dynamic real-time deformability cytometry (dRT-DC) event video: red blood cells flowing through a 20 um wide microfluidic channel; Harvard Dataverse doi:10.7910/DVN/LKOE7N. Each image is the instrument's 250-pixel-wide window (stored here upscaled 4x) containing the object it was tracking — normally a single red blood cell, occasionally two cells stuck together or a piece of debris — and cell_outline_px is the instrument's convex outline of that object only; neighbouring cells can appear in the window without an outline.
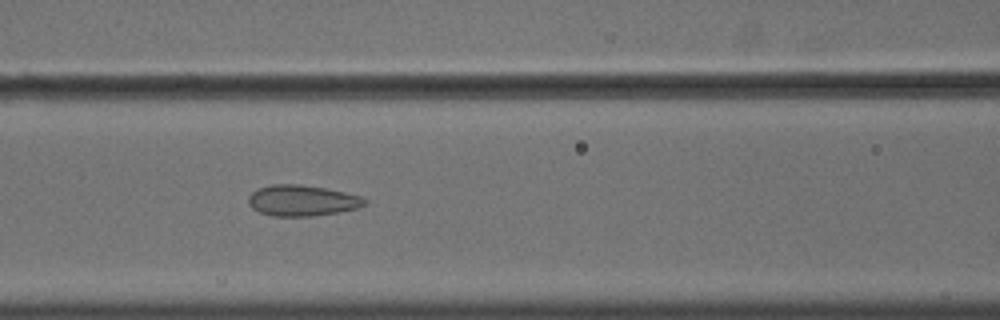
{"species": "common noctule bat (a hibernating species)", "species_latin": "Nyctalus noctula", "temperature_condition": "cold", "stored_images_in_passage": 56, "camera_frame_rate_fps": 3000, "um_per_image_px": 0.085, "animal": {"sex": "male", "body_mass_g": 18.8}, "frame": {"image": 1, "passage_image": 25, "time_ms": 8.0, "image_size_px": [1000, 320], "cell_outline_px": [[368, 204], [356, 208], [336, 212], [308, 216], [272, 216], [260, 212], [252, 208], [248, 204], [248, 196], [252, 192], [260, 188], [272, 184], [300, 184], [324, 188], [344, 192], [360, 196], [368, 200]], "centroid_in_image_um": [25.66, 17.04], "position_along_channel_um": 140.9, "area_um2": 20.81}}
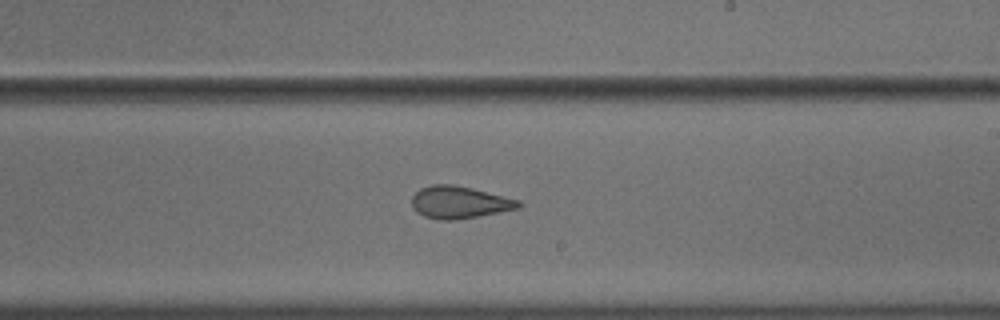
{"frame": {"image": 2, "passage_image": 34, "time_ms": 11.0, "image_size_px": [1000, 320], "cell_outline_px": [[524, 204], [520, 208], [456, 220], [440, 220], [424, 216], [416, 212], [412, 208], [412, 196], [420, 188], [432, 184], [452, 184], [472, 188], [520, 200]], "centroid_in_image_um": [39.04, 17.19], "position_along_channel_um": 250.0, "area_um2": 20.17}}
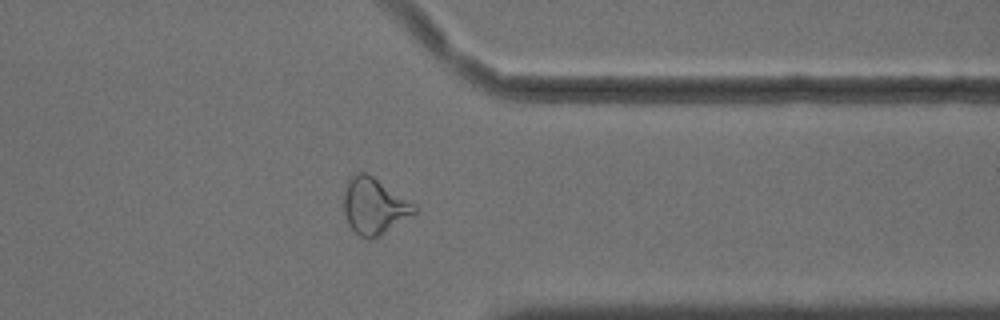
{"frame": {"image": 3, "passage_image": 45, "time_ms": 14.667, "image_size_px": [1000, 320], "cell_outline_px": [[420, 208], [416, 212], [376, 236], [368, 240], [360, 236], [348, 224], [344, 212], [344, 192], [348, 180], [356, 172], [364, 172], [372, 176], [416, 204]], "centroid_in_image_um": [31.79, 17.49], "position_along_channel_um": 379.6, "area_um2": 22.66}, "authors_computed_cell_mechanics": {"area_um2": 23.7847, "velocity_mm_per_s": 3.6391, "shape_relaxation_time_tau1_ms": null, "shape_relaxation_time_tau2_ms": 1.7169, "deformation_change_tau1": null, "deformation_change_tau2": 0.099}}